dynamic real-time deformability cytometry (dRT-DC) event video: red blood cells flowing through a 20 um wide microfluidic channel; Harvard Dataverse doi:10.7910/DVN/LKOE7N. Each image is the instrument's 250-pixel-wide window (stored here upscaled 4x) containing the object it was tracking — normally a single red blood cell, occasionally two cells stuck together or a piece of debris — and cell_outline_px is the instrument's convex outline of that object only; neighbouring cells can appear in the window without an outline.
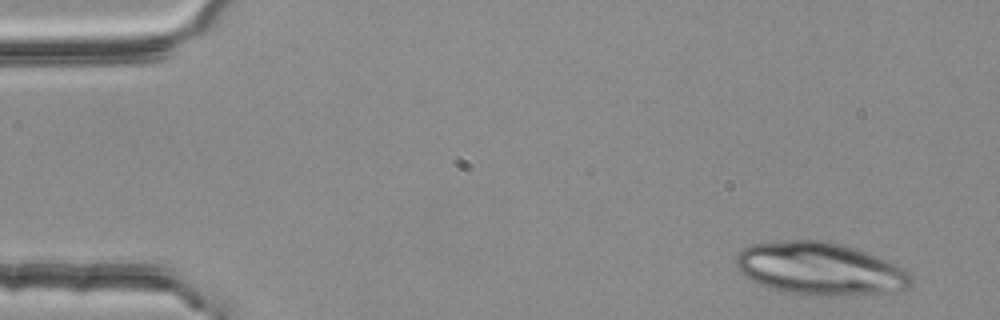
{"species": "common noctule bat (a hibernating species)", "species_latin": "Nyctalus noctula", "temperature_condition": "room temperature", "stored_images_in_passage": 3, "camera_frame_rate_fps": 3000, "um_per_image_px": 0.085, "animal": {"sex": "female", "body_mass_g": 25.1}, "frame": {"image": 1, "passage_image": 1, "time_ms": 0.0, "image_size_px": [1000, 320], "cell_outline_px": [[912, 288], [876, 296], [816, 296], [784, 292], [768, 288], [744, 276], [736, 268], [736, 256], [744, 248], [752, 244], [788, 240], [828, 240], [856, 248], [896, 264], [904, 268], [912, 276]], "centroid_in_image_um": [69.77, 22.88], "position_along_channel_um": 15.2, "area_um2": 54.85}}